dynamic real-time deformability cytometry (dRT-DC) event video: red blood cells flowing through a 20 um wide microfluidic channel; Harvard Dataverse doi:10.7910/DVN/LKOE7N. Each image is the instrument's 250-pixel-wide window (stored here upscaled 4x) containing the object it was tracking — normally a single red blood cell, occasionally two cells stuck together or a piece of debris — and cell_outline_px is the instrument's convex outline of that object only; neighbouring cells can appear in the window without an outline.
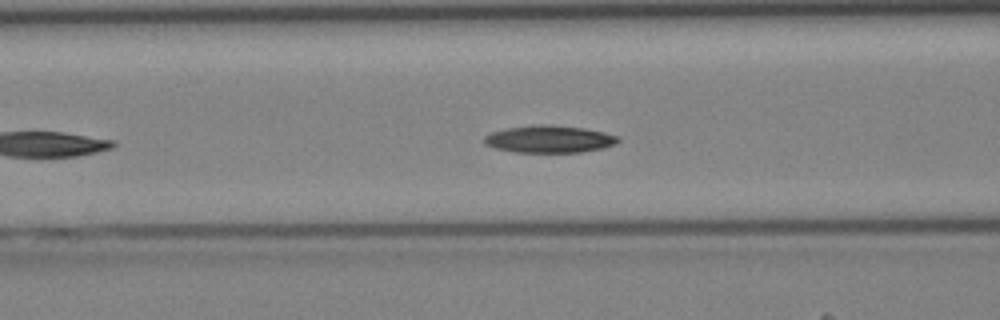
{"species": "Egyptian fruit bat (a non-hibernating species)", "species_latin": "Rousettus aegyptiacus", "temperature_condition": "cold", "stored_images_in_passage": 24, "camera_frame_rate_fps": 3000, "um_per_image_px": 0.085, "animal": {"sex": "female"}, "frame": {"image": 1, "passage_image": 8, "time_ms": 2.333, "image_size_px": [1000, 320], "cell_outline_px": [[620, 140], [604, 148], [580, 152], [516, 152], [496, 148], [484, 144], [484, 136], [492, 132], [508, 128], [536, 124], [548, 124], [584, 128], [604, 132], [620, 136]], "centroid_in_image_um": [46.7, 11.82], "position_along_channel_um": 119.9, "area_um2": 21.21}}
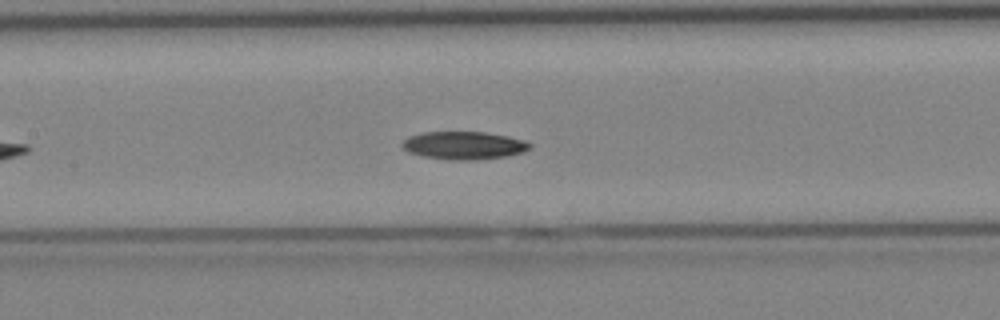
{"frame": {"image": 2, "passage_image": 11, "time_ms": 3.333, "image_size_px": [1000, 320], "cell_outline_px": [[532, 148], [524, 152], [508, 156], [476, 160], [448, 160], [420, 156], [408, 152], [400, 144], [408, 136], [420, 132], [484, 132], [508, 136], [524, 140], [532, 144]], "centroid_in_image_um": [39.43, 12.37], "position_along_channel_um": 168.0, "area_um2": 21.1}}
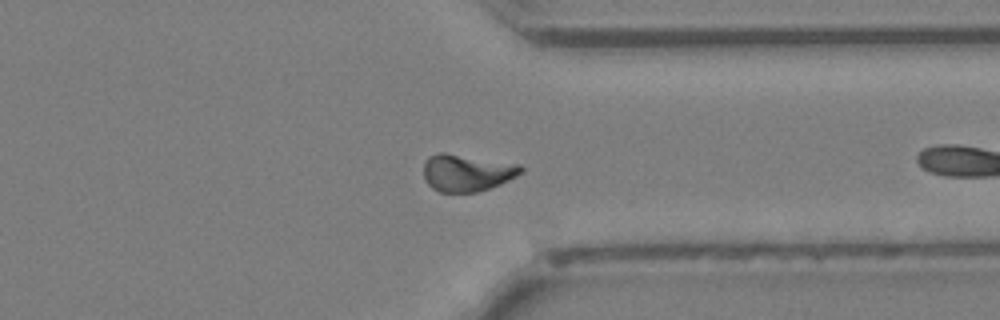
{"frame": {"image": 3, "passage_image": 21, "time_ms": 6.667, "image_size_px": [1000, 320], "cell_outline_px": [[524, 172], [500, 184], [476, 192], [440, 192], [432, 188], [428, 184], [424, 176], [424, 160], [428, 156], [440, 152], [444, 152], [520, 164], [524, 168]], "centroid_in_image_um": [39.68, 14.67], "position_along_channel_um": 371.7, "area_um2": 21.1}}